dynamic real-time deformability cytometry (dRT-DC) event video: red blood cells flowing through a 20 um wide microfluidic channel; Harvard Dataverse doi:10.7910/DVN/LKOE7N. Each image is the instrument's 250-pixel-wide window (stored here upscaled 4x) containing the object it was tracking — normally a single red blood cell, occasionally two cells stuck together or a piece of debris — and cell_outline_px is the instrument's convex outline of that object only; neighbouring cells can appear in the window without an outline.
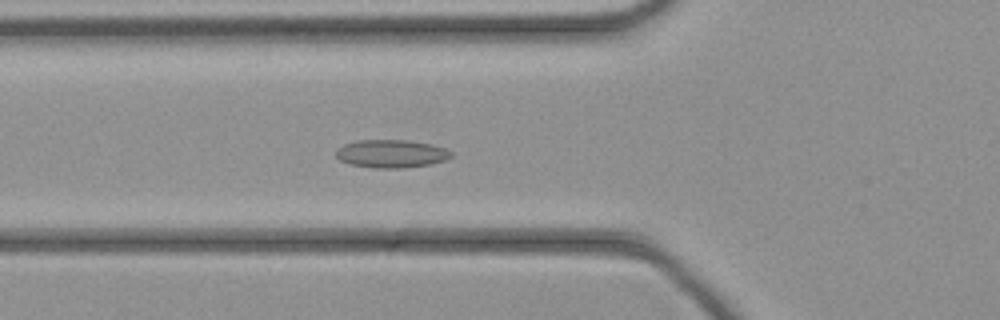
{"species": "common noctule bat (a hibernating species)", "species_latin": "Nyctalus noctula", "temperature_condition": "cold", "stored_images_in_passage": 45, "camera_frame_rate_fps": 3000, "um_per_image_px": 0.085, "animal": {"sex": "female", "body_mass_g": 21.9}, "frame": {"image": 1, "passage_image": 16, "time_ms": 5.0, "image_size_px": [1000, 320], "cell_outline_px": [[452, 156], [444, 160], [428, 164], [400, 168], [372, 168], [348, 164], [340, 160], [336, 156], [336, 148], [344, 144], [356, 140], [408, 140], [432, 144], [444, 148], [452, 152]], "centroid_in_image_um": [33.21, 13.06], "position_along_channel_um": 92.6, "area_um2": 18.84}}
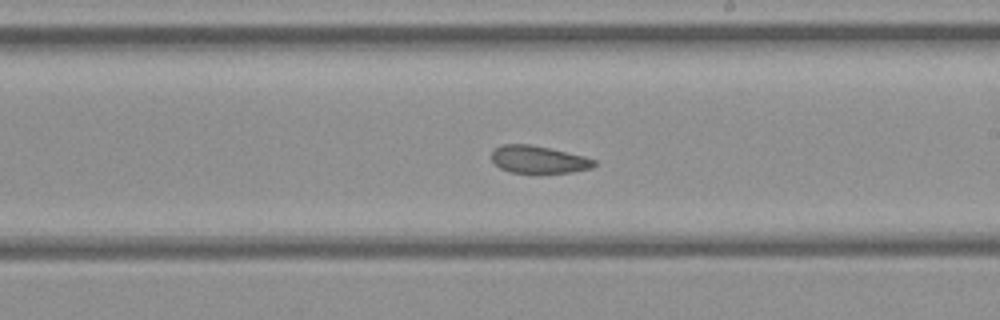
{"frame": {"image": 2, "passage_image": 26, "time_ms": 8.333, "image_size_px": [1000, 320], "cell_outline_px": [[596, 164], [592, 168], [572, 172], [508, 172], [500, 168], [492, 160], [492, 148], [504, 144], [528, 144], [548, 148], [584, 156], [596, 160]], "centroid_in_image_um": [45.76, 13.55], "position_along_channel_um": 243.2, "area_um2": 16.24}}
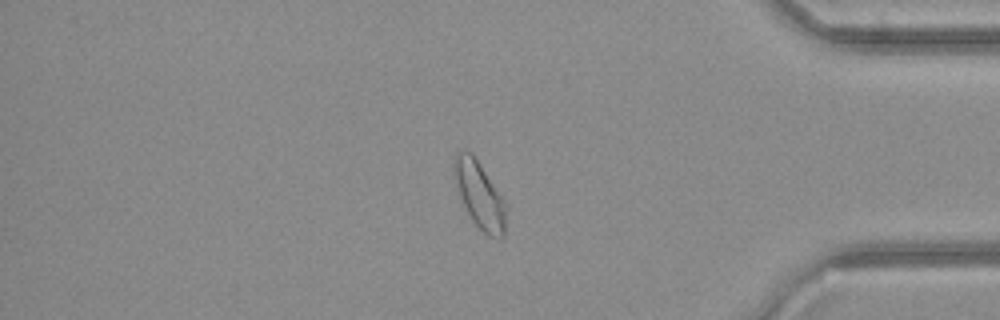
{"frame": {"image": 3, "passage_image": 38, "time_ms": 12.333, "image_size_px": [1000, 320], "cell_outline_px": [[508, 208], [504, 236], [500, 240], [488, 236], [472, 220], [460, 196], [452, 176], [452, 164], [456, 152], [464, 148], [472, 152], [508, 204]], "centroid_in_image_um": [40.78, 16.54], "position_along_channel_um": 394.4, "area_um2": 20.87}}